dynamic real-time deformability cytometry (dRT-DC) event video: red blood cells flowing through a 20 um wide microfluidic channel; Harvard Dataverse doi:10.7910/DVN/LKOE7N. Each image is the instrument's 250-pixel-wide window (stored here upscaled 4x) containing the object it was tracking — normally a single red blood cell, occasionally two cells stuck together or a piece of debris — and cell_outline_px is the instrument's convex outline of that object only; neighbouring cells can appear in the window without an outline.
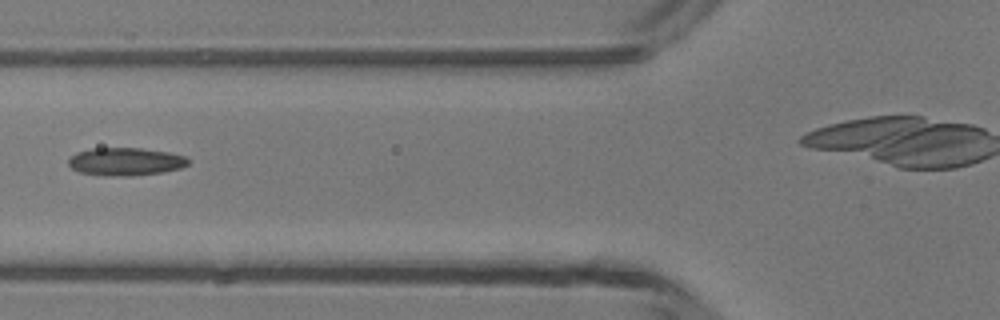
{"species": "common noctule bat (a hibernating species)", "species_latin": "Nyctalus noctula", "temperature_condition": "room temperature", "stored_images_in_passage": 6, "camera_frame_rate_fps": 3000, "um_per_image_px": 0.085, "animal": {"sex": "male", "body_mass_g": 13.3}, "frame": {"image": 1, "passage_image": 3, "time_ms": 3.333, "image_size_px": [1000, 320], "cell_outline_px": [[188, 164], [180, 168], [164, 172], [132, 176], [104, 176], [80, 172], [72, 168], [68, 164], [68, 160], [76, 152], [92, 148], [140, 148], [168, 152], [188, 156]], "centroid_in_image_um": [10.68, 13.74], "position_along_channel_um": 115.1, "area_um2": 19.59}}
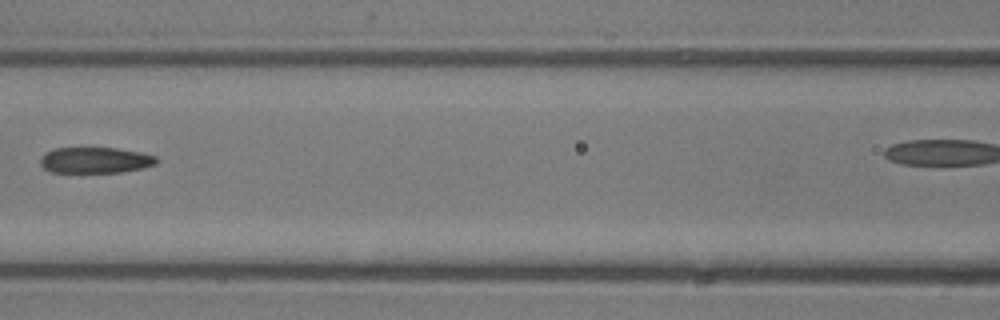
{"frame": {"image": 2, "passage_image": 4, "time_ms": 4.333, "image_size_px": [1000, 320], "cell_outline_px": [[160, 160], [156, 164], [140, 168], [120, 172], [52, 172], [44, 168], [40, 164], [40, 156], [44, 152], [56, 148], [116, 148], [140, 152], [156, 156]], "centroid_in_image_um": [8.08, 13.61], "position_along_channel_um": 158.5, "area_um2": 17.57}}